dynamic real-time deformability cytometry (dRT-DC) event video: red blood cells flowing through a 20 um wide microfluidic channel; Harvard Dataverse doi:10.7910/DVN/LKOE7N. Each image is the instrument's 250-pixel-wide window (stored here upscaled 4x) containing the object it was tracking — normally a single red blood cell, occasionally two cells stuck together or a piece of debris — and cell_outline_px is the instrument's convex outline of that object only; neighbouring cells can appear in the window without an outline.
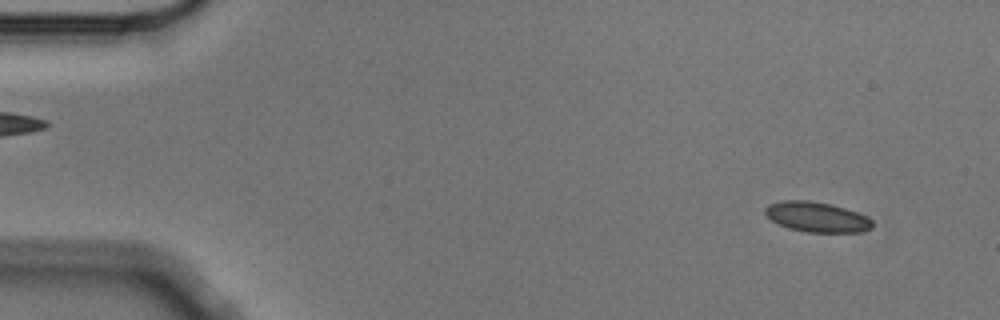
{"species": "Egyptian fruit bat (a non-hibernating species)", "species_latin": "Rousettus aegyptiacus", "temperature_condition": "cold", "stored_images_in_passage": 5, "camera_frame_rate_fps": 3000, "um_per_image_px": 0.085, "animal": {"sex": "male"}, "frame": {"image": 1, "passage_image": 1, "time_ms": 0.0, "image_size_px": [1000, 320], "cell_outline_px": [[872, 228], [864, 232], [808, 232], [788, 228], [772, 220], [764, 212], [764, 208], [768, 204], [784, 200], [808, 200], [832, 204], [868, 216], [872, 220]], "centroid_in_image_um": [69.45, 18.44], "position_along_channel_um": 15.6, "area_um2": 18.84}}
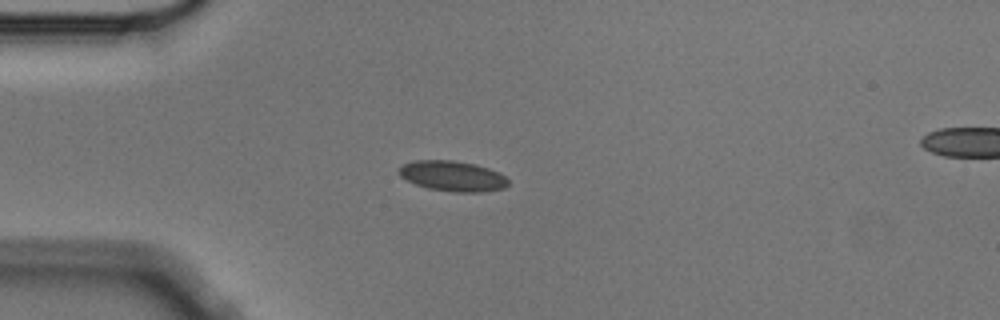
{"frame": {"image": 2, "passage_image": 3, "time_ms": 0.667, "image_size_px": [1000, 320], "cell_outline_px": [[508, 184], [504, 188], [480, 192], [452, 192], [428, 188], [416, 184], [400, 176], [396, 172], [404, 164], [412, 160], [452, 160], [476, 164], [500, 172], [508, 180]], "centroid_in_image_um": [38.46, 14.96], "position_along_channel_um": 46.5, "area_um2": 19.36}}
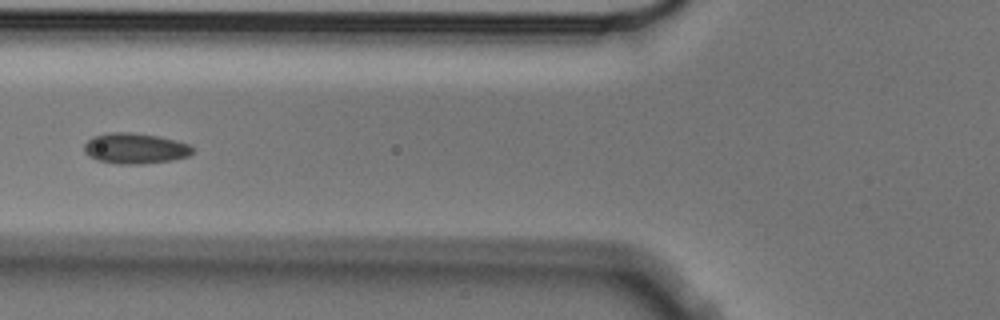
{"frame": {"image": 3, "passage_image": 5, "time_ms": 1.333, "image_size_px": [1000, 320], "cell_outline_px": [[192, 152], [188, 156], [172, 160], [140, 164], [116, 164], [96, 160], [88, 156], [84, 152], [84, 144], [92, 136], [112, 132], [132, 132], [160, 136], [176, 140], [188, 144], [192, 148]], "centroid_in_image_um": [11.44, 12.61], "position_along_channel_um": 114.4, "area_um2": 19.48}}